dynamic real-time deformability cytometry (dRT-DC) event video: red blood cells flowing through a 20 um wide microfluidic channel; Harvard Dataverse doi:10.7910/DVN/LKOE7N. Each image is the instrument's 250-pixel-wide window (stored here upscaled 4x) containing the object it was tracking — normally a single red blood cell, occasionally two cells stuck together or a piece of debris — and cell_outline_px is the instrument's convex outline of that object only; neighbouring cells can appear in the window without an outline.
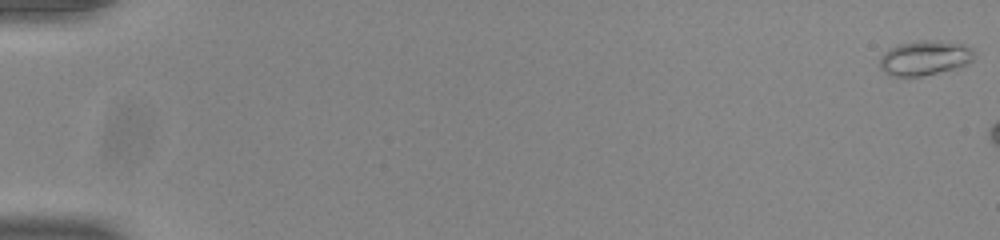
{"species": "common noctule bat (a hibernating species)", "species_latin": "Nyctalus noctula", "temperature_condition": "room temperature", "stored_images_in_passage": 11, "camera_frame_rate_fps": 3000, "um_per_image_px": 0.085, "animal": {"sex": "male", "body_mass_g": 20.0, "forearm_length_mm": 53.3}, "frame": {"image": 1, "passage_image": 1, "time_ms": 0.0, "image_size_px": [1000, 240], "cell_outline_px": [[976, 56], [972, 60], [960, 68], [920, 76], [892, 76], [884, 72], [880, 68], [880, 56], [888, 48], [900, 44], [920, 40], [940, 40], [964, 44], [972, 48]], "centroid_in_image_um": [78.63, 4.92], "position_along_channel_um": 6.4, "area_um2": 19.42}}